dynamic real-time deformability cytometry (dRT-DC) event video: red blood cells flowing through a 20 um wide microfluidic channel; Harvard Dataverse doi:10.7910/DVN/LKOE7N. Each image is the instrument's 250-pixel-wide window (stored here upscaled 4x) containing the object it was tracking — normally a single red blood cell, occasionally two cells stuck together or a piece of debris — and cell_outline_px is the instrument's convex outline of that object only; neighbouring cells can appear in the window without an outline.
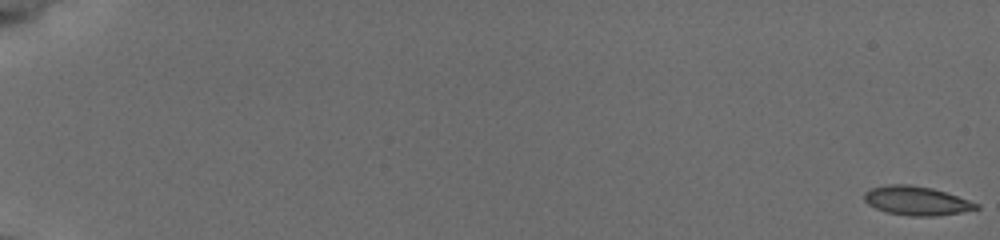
{"species": "common noctule bat (a hibernating species)", "species_latin": "Nyctalus noctula", "temperature_condition": "cold", "stored_images_in_passage": 57, "camera_frame_rate_fps": 3000, "um_per_image_px": 0.085, "animal": {"sex": "female", "body_mass_g": 19.5, "forearm_length_mm": 54.1}, "frame": {"image": 1, "passage_image": 1, "time_ms": 0.0, "image_size_px": [1000, 240], "cell_outline_px": [[980, 208], [960, 212], [936, 216], [908, 216], [888, 212], [876, 208], [868, 204], [864, 200], [864, 192], [872, 188], [888, 184], [908, 184], [932, 188], [980, 204]], "centroid_in_image_um": [77.88, 17.06], "position_along_channel_um": 7.1, "area_um2": 18.73}}
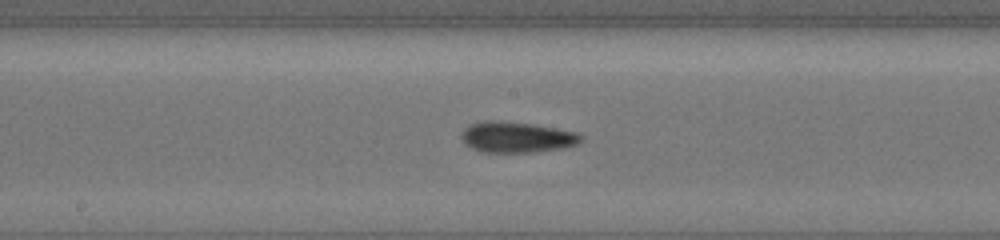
{"frame": {"image": 2, "passage_image": 33, "time_ms": 10.667, "image_size_px": [1000, 240], "cell_outline_px": [[584, 140], [576, 144], [564, 148], [532, 152], [480, 152], [464, 144], [460, 140], [460, 136], [464, 128], [468, 124], [484, 120], [500, 120], [536, 124], [580, 132], [584, 136]], "centroid_in_image_um": [43.92, 11.64], "position_along_channel_um": 204.3, "area_um2": 22.14}}
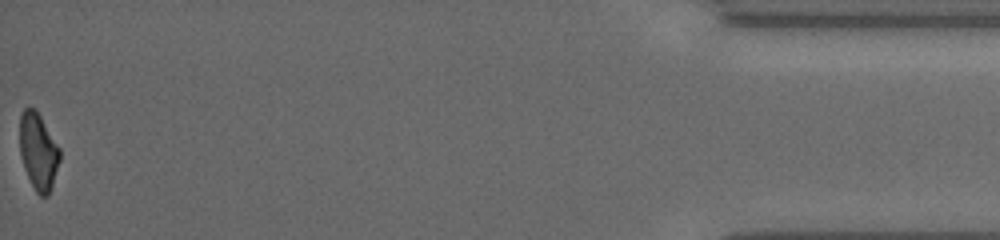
{"frame": {"image": 3, "passage_image": 57, "time_ms": 18.667, "image_size_px": [1000, 240], "cell_outline_px": [[60, 160], [48, 196], [40, 196], [36, 192], [24, 168], [20, 152], [20, 112], [28, 104], [36, 108], [60, 148]], "centroid_in_image_um": [3.25, 12.8], "position_along_channel_um": 432.0, "area_um2": 18.03}, "authors_computed_cell_mechanics": {"area_um2": 19.363, "velocity_mm_per_s": 3.8403, "shape_relaxation_time_tau1_ms": 4.5811, "shape_relaxation_time_tau2_ms": 6.199, "deformation_change_tau1": 0.1394, "deformation_change_tau2": 0.1409}}